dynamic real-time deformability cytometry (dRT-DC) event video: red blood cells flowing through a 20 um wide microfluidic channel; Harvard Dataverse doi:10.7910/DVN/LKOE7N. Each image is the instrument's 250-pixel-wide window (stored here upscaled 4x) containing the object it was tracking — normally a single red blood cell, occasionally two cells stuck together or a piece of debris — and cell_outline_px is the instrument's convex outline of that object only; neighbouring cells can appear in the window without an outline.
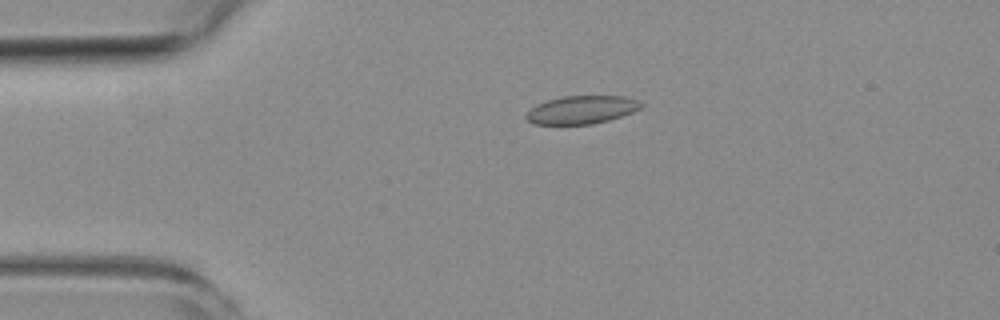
{"species": "common noctule bat (a hibernating species)", "species_latin": "Nyctalus noctula", "temperature_condition": "room temperature", "stored_images_in_passage": 2, "camera_frame_rate_fps": 3000, "um_per_image_px": 0.085, "animal": {"sex": "female", "body_mass_g": 19.3, "forearm_length_mm": 54.1}, "frame": {"image": 1, "passage_image": 1, "time_ms": 0.0, "image_size_px": [1000, 320], "cell_outline_px": [[644, 108], [608, 120], [592, 124], [532, 124], [524, 116], [536, 104], [560, 96], [624, 96], [636, 100], [644, 104]], "centroid_in_image_um": [49.44, 9.32], "position_along_channel_um": 35.6, "area_um2": 18.79}}